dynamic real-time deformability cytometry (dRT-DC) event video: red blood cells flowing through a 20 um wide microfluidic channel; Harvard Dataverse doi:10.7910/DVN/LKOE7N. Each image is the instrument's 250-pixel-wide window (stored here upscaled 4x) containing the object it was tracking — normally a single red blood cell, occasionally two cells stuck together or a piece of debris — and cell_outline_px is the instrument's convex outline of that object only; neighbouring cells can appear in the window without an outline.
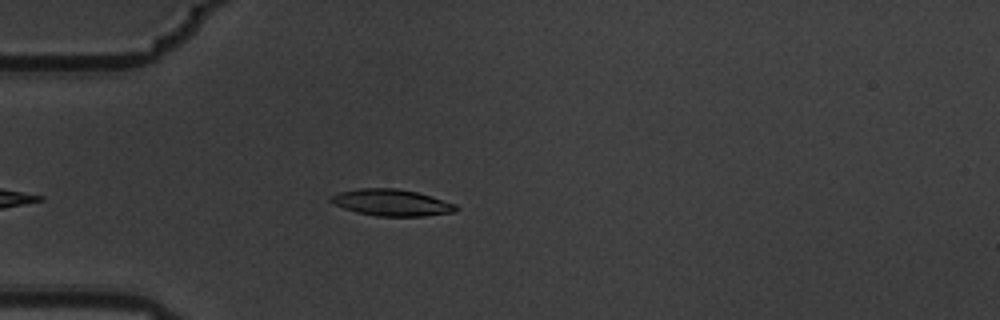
{"species": "common noctule bat (a hibernating species)", "species_latin": "Nyctalus noctula", "temperature_condition": "warm", "stored_images_in_passage": 5, "camera_frame_rate_fps": 3000, "um_per_image_px": 0.085, "animal": {"sex": "male", "body_mass_g": 19.5, "forearm_length_mm": 54.6}, "frame": {"image": 1, "passage_image": 5, "time_ms": 1.333, "image_size_px": [1000, 320], "cell_outline_px": [[460, 208], [456, 212], [424, 216], [376, 216], [356, 212], [344, 208], [328, 200], [332, 196], [340, 192], [360, 188], [396, 188], [416, 192], [456, 204]], "centroid_in_image_um": [33.32, 17.23], "position_along_channel_um": 51.7, "area_um2": 19.25}}